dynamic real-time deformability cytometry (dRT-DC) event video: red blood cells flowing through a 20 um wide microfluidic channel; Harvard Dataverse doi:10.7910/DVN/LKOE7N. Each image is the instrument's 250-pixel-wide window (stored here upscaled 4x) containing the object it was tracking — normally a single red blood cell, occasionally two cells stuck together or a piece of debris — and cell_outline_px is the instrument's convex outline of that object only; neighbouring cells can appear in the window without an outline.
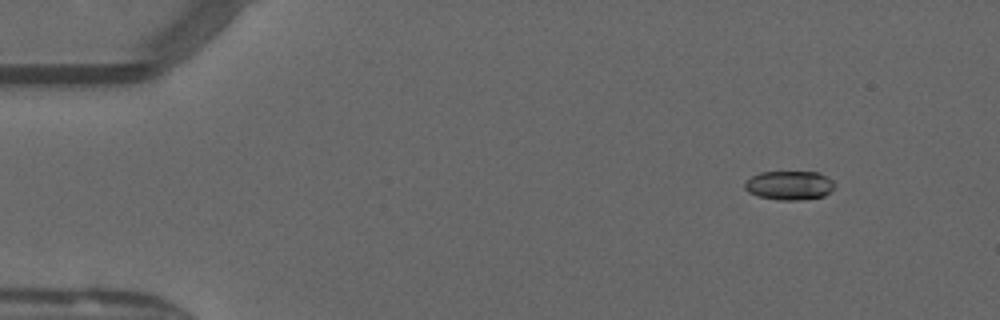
{"species": "common noctule bat (a hibernating species)", "species_latin": "Nyctalus noctula", "temperature_condition": "warm", "stored_images_in_passage": 18, "camera_frame_rate_fps": 3000, "um_per_image_px": 0.085, "animal": {"sex": "male", "forearm_length_mm": 52.5}, "frame": {"image": 1, "passage_image": 4, "time_ms": 1.0, "image_size_px": [1000, 320], "cell_outline_px": [[832, 188], [824, 196], [800, 200], [776, 200], [756, 196], [748, 192], [744, 188], [744, 184], [752, 176], [760, 172], [816, 172], [832, 180]], "centroid_in_image_um": [67.03, 15.77], "position_along_channel_um": 18.0, "area_um2": 15.03}}
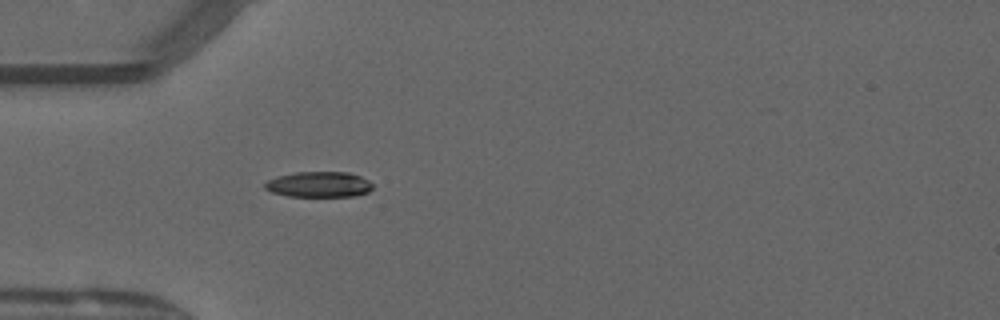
{"frame": {"image": 2, "passage_image": 14, "time_ms": 4.333, "image_size_px": [1000, 320], "cell_outline_px": [[372, 188], [368, 192], [356, 196], [288, 196], [272, 192], [264, 188], [264, 184], [268, 180], [276, 176], [296, 172], [348, 172], [360, 176], [368, 180], [372, 184]], "centroid_in_image_um": [27.1, 15.67], "position_along_channel_um": 57.9, "area_um2": 16.07}}
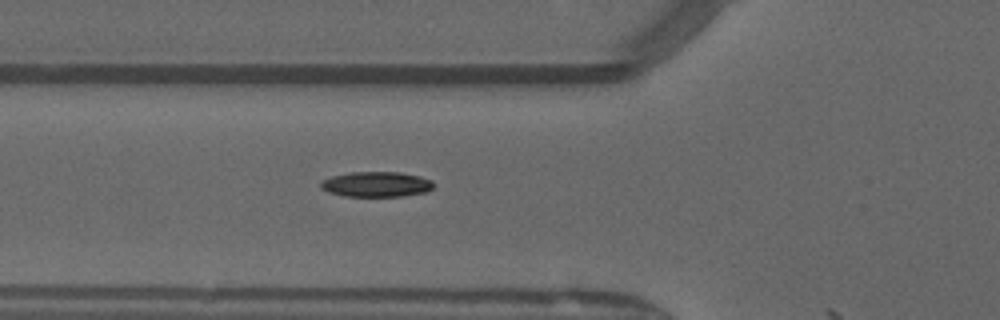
{"frame": {"image": 3, "passage_image": 17, "time_ms": 5.333, "image_size_px": [1000, 320], "cell_outline_px": [[432, 188], [428, 192], [404, 196], [344, 196], [328, 192], [320, 188], [320, 184], [324, 180], [332, 176], [352, 172], [400, 172], [420, 176], [432, 180]], "centroid_in_image_um": [32.01, 15.67], "position_along_channel_um": 93.8, "area_um2": 16.59}}